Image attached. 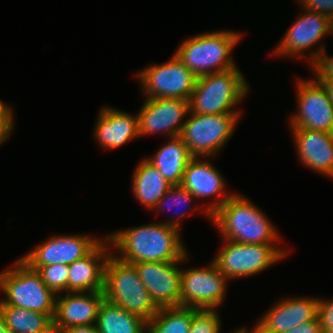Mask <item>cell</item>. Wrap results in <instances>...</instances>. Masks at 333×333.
Wrapping results in <instances>:
<instances>
[{
  "instance_id": "cell-23",
  "label": "cell",
  "mask_w": 333,
  "mask_h": 333,
  "mask_svg": "<svg viewBox=\"0 0 333 333\" xmlns=\"http://www.w3.org/2000/svg\"><path fill=\"white\" fill-rule=\"evenodd\" d=\"M96 326L100 333H147V322L107 300L101 303Z\"/></svg>"
},
{
  "instance_id": "cell-40",
  "label": "cell",
  "mask_w": 333,
  "mask_h": 333,
  "mask_svg": "<svg viewBox=\"0 0 333 333\" xmlns=\"http://www.w3.org/2000/svg\"><path fill=\"white\" fill-rule=\"evenodd\" d=\"M232 333H250L245 327H241L238 330L233 331Z\"/></svg>"
},
{
  "instance_id": "cell-10",
  "label": "cell",
  "mask_w": 333,
  "mask_h": 333,
  "mask_svg": "<svg viewBox=\"0 0 333 333\" xmlns=\"http://www.w3.org/2000/svg\"><path fill=\"white\" fill-rule=\"evenodd\" d=\"M227 281L213 261L206 268L181 269L180 306L217 310L226 298Z\"/></svg>"
},
{
  "instance_id": "cell-19",
  "label": "cell",
  "mask_w": 333,
  "mask_h": 333,
  "mask_svg": "<svg viewBox=\"0 0 333 333\" xmlns=\"http://www.w3.org/2000/svg\"><path fill=\"white\" fill-rule=\"evenodd\" d=\"M299 160L307 168L333 178V133L291 128Z\"/></svg>"
},
{
  "instance_id": "cell-8",
  "label": "cell",
  "mask_w": 333,
  "mask_h": 333,
  "mask_svg": "<svg viewBox=\"0 0 333 333\" xmlns=\"http://www.w3.org/2000/svg\"><path fill=\"white\" fill-rule=\"evenodd\" d=\"M223 241V248L212 261L228 280L265 271L285 258L288 251L275 244H242L226 239Z\"/></svg>"
},
{
  "instance_id": "cell-31",
  "label": "cell",
  "mask_w": 333,
  "mask_h": 333,
  "mask_svg": "<svg viewBox=\"0 0 333 333\" xmlns=\"http://www.w3.org/2000/svg\"><path fill=\"white\" fill-rule=\"evenodd\" d=\"M309 52L310 66L316 73V79L333 78V56H327L324 44Z\"/></svg>"
},
{
  "instance_id": "cell-29",
  "label": "cell",
  "mask_w": 333,
  "mask_h": 333,
  "mask_svg": "<svg viewBox=\"0 0 333 333\" xmlns=\"http://www.w3.org/2000/svg\"><path fill=\"white\" fill-rule=\"evenodd\" d=\"M31 268L40 274L42 281L56 294L68 292V265L61 263Z\"/></svg>"
},
{
  "instance_id": "cell-6",
  "label": "cell",
  "mask_w": 333,
  "mask_h": 333,
  "mask_svg": "<svg viewBox=\"0 0 333 333\" xmlns=\"http://www.w3.org/2000/svg\"><path fill=\"white\" fill-rule=\"evenodd\" d=\"M5 297L0 305L21 307L44 314H54L57 294L42 281L40 274L19 258L13 267L0 272V291Z\"/></svg>"
},
{
  "instance_id": "cell-32",
  "label": "cell",
  "mask_w": 333,
  "mask_h": 333,
  "mask_svg": "<svg viewBox=\"0 0 333 333\" xmlns=\"http://www.w3.org/2000/svg\"><path fill=\"white\" fill-rule=\"evenodd\" d=\"M0 100V144L2 145L14 130L13 109Z\"/></svg>"
},
{
  "instance_id": "cell-41",
  "label": "cell",
  "mask_w": 333,
  "mask_h": 333,
  "mask_svg": "<svg viewBox=\"0 0 333 333\" xmlns=\"http://www.w3.org/2000/svg\"><path fill=\"white\" fill-rule=\"evenodd\" d=\"M48 333H60V331L56 330V329H52L51 331H49Z\"/></svg>"
},
{
  "instance_id": "cell-38",
  "label": "cell",
  "mask_w": 333,
  "mask_h": 333,
  "mask_svg": "<svg viewBox=\"0 0 333 333\" xmlns=\"http://www.w3.org/2000/svg\"><path fill=\"white\" fill-rule=\"evenodd\" d=\"M0 333H11V331L6 327L4 318L0 314Z\"/></svg>"
},
{
  "instance_id": "cell-33",
  "label": "cell",
  "mask_w": 333,
  "mask_h": 333,
  "mask_svg": "<svg viewBox=\"0 0 333 333\" xmlns=\"http://www.w3.org/2000/svg\"><path fill=\"white\" fill-rule=\"evenodd\" d=\"M297 2L307 11L317 12L328 18L333 15V0H297Z\"/></svg>"
},
{
  "instance_id": "cell-5",
  "label": "cell",
  "mask_w": 333,
  "mask_h": 333,
  "mask_svg": "<svg viewBox=\"0 0 333 333\" xmlns=\"http://www.w3.org/2000/svg\"><path fill=\"white\" fill-rule=\"evenodd\" d=\"M103 292L105 300L140 316L146 322L159 310L134 265L121 261L113 253L106 262Z\"/></svg>"
},
{
  "instance_id": "cell-17",
  "label": "cell",
  "mask_w": 333,
  "mask_h": 333,
  "mask_svg": "<svg viewBox=\"0 0 333 333\" xmlns=\"http://www.w3.org/2000/svg\"><path fill=\"white\" fill-rule=\"evenodd\" d=\"M104 299L103 291L57 294L53 328L60 331L96 324L98 310Z\"/></svg>"
},
{
  "instance_id": "cell-22",
  "label": "cell",
  "mask_w": 333,
  "mask_h": 333,
  "mask_svg": "<svg viewBox=\"0 0 333 333\" xmlns=\"http://www.w3.org/2000/svg\"><path fill=\"white\" fill-rule=\"evenodd\" d=\"M172 185L160 171L143 159L133 172L132 192L141 205L153 209Z\"/></svg>"
},
{
  "instance_id": "cell-30",
  "label": "cell",
  "mask_w": 333,
  "mask_h": 333,
  "mask_svg": "<svg viewBox=\"0 0 333 333\" xmlns=\"http://www.w3.org/2000/svg\"><path fill=\"white\" fill-rule=\"evenodd\" d=\"M216 310L199 309L192 317L189 333H220L221 318Z\"/></svg>"
},
{
  "instance_id": "cell-13",
  "label": "cell",
  "mask_w": 333,
  "mask_h": 333,
  "mask_svg": "<svg viewBox=\"0 0 333 333\" xmlns=\"http://www.w3.org/2000/svg\"><path fill=\"white\" fill-rule=\"evenodd\" d=\"M137 114L138 133L144 136L165 132L168 138L179 136L189 115V102L181 98H145Z\"/></svg>"
},
{
  "instance_id": "cell-16",
  "label": "cell",
  "mask_w": 333,
  "mask_h": 333,
  "mask_svg": "<svg viewBox=\"0 0 333 333\" xmlns=\"http://www.w3.org/2000/svg\"><path fill=\"white\" fill-rule=\"evenodd\" d=\"M194 157L188 164L184 171L181 185L186 188L192 195L198 198H208L217 196V200L209 203L208 206L202 210L206 216L211 218V214L220 208L233 193L225 191V180L216 167L213 166L208 160H200ZM211 204V205H210Z\"/></svg>"
},
{
  "instance_id": "cell-12",
  "label": "cell",
  "mask_w": 333,
  "mask_h": 333,
  "mask_svg": "<svg viewBox=\"0 0 333 333\" xmlns=\"http://www.w3.org/2000/svg\"><path fill=\"white\" fill-rule=\"evenodd\" d=\"M21 256L30 267L69 265L89 254L103 239L87 235H53Z\"/></svg>"
},
{
  "instance_id": "cell-15",
  "label": "cell",
  "mask_w": 333,
  "mask_h": 333,
  "mask_svg": "<svg viewBox=\"0 0 333 333\" xmlns=\"http://www.w3.org/2000/svg\"><path fill=\"white\" fill-rule=\"evenodd\" d=\"M303 11L276 46L273 52L276 56L307 58L309 61V56L304 54L306 50L310 51L312 46H317L328 35V17L304 8Z\"/></svg>"
},
{
  "instance_id": "cell-36",
  "label": "cell",
  "mask_w": 333,
  "mask_h": 333,
  "mask_svg": "<svg viewBox=\"0 0 333 333\" xmlns=\"http://www.w3.org/2000/svg\"><path fill=\"white\" fill-rule=\"evenodd\" d=\"M60 333H100L96 324L88 326H74L60 330Z\"/></svg>"
},
{
  "instance_id": "cell-1",
  "label": "cell",
  "mask_w": 333,
  "mask_h": 333,
  "mask_svg": "<svg viewBox=\"0 0 333 333\" xmlns=\"http://www.w3.org/2000/svg\"><path fill=\"white\" fill-rule=\"evenodd\" d=\"M110 246L115 256L127 263L175 262L188 254L180 239V229L165 223H149L110 233ZM121 253V254H120Z\"/></svg>"
},
{
  "instance_id": "cell-24",
  "label": "cell",
  "mask_w": 333,
  "mask_h": 333,
  "mask_svg": "<svg viewBox=\"0 0 333 333\" xmlns=\"http://www.w3.org/2000/svg\"><path fill=\"white\" fill-rule=\"evenodd\" d=\"M0 314L11 333H48L53 329L54 314L10 305H0Z\"/></svg>"
},
{
  "instance_id": "cell-21",
  "label": "cell",
  "mask_w": 333,
  "mask_h": 333,
  "mask_svg": "<svg viewBox=\"0 0 333 333\" xmlns=\"http://www.w3.org/2000/svg\"><path fill=\"white\" fill-rule=\"evenodd\" d=\"M170 141L150 158H145L155 166L171 185H181L187 164L194 158L183 140L170 137Z\"/></svg>"
},
{
  "instance_id": "cell-37",
  "label": "cell",
  "mask_w": 333,
  "mask_h": 333,
  "mask_svg": "<svg viewBox=\"0 0 333 333\" xmlns=\"http://www.w3.org/2000/svg\"><path fill=\"white\" fill-rule=\"evenodd\" d=\"M322 86L326 89L330 100L333 102V78L330 79H317Z\"/></svg>"
},
{
  "instance_id": "cell-39",
  "label": "cell",
  "mask_w": 333,
  "mask_h": 333,
  "mask_svg": "<svg viewBox=\"0 0 333 333\" xmlns=\"http://www.w3.org/2000/svg\"><path fill=\"white\" fill-rule=\"evenodd\" d=\"M328 33L333 36V15L328 18Z\"/></svg>"
},
{
  "instance_id": "cell-25",
  "label": "cell",
  "mask_w": 333,
  "mask_h": 333,
  "mask_svg": "<svg viewBox=\"0 0 333 333\" xmlns=\"http://www.w3.org/2000/svg\"><path fill=\"white\" fill-rule=\"evenodd\" d=\"M199 309L163 307L147 322V333H189L193 315Z\"/></svg>"
},
{
  "instance_id": "cell-27",
  "label": "cell",
  "mask_w": 333,
  "mask_h": 333,
  "mask_svg": "<svg viewBox=\"0 0 333 333\" xmlns=\"http://www.w3.org/2000/svg\"><path fill=\"white\" fill-rule=\"evenodd\" d=\"M194 198L196 199V197L194 195H192L186 188H184L182 185H172L167 192L165 193V195L159 200V202L157 203V205L153 208V210H156L157 212H159L160 209H164L163 206L165 205H169L170 206L168 208H172V206L175 208V206H182L183 205H189L191 202L194 201ZM193 200V201H192ZM169 203V204H168ZM176 213V212H175ZM177 216V220L176 218L173 220H167L163 223L167 224V225H171L174 227H177L178 229H181V223L182 222L180 219L184 218L186 215L185 209L183 212H181V214L176 213ZM184 216V217H183Z\"/></svg>"
},
{
  "instance_id": "cell-3",
  "label": "cell",
  "mask_w": 333,
  "mask_h": 333,
  "mask_svg": "<svg viewBox=\"0 0 333 333\" xmlns=\"http://www.w3.org/2000/svg\"><path fill=\"white\" fill-rule=\"evenodd\" d=\"M241 37L226 29L199 34L185 39L174 54L197 78L224 72L237 67L231 52Z\"/></svg>"
},
{
  "instance_id": "cell-4",
  "label": "cell",
  "mask_w": 333,
  "mask_h": 333,
  "mask_svg": "<svg viewBox=\"0 0 333 333\" xmlns=\"http://www.w3.org/2000/svg\"><path fill=\"white\" fill-rule=\"evenodd\" d=\"M244 74L237 67L198 77L188 100L189 112L217 115L241 114L233 110L250 91Z\"/></svg>"
},
{
  "instance_id": "cell-35",
  "label": "cell",
  "mask_w": 333,
  "mask_h": 333,
  "mask_svg": "<svg viewBox=\"0 0 333 333\" xmlns=\"http://www.w3.org/2000/svg\"><path fill=\"white\" fill-rule=\"evenodd\" d=\"M281 333H324L320 316Z\"/></svg>"
},
{
  "instance_id": "cell-20",
  "label": "cell",
  "mask_w": 333,
  "mask_h": 333,
  "mask_svg": "<svg viewBox=\"0 0 333 333\" xmlns=\"http://www.w3.org/2000/svg\"><path fill=\"white\" fill-rule=\"evenodd\" d=\"M100 147L112 150L139 137L137 114L133 116L113 107L100 109L94 129Z\"/></svg>"
},
{
  "instance_id": "cell-14",
  "label": "cell",
  "mask_w": 333,
  "mask_h": 333,
  "mask_svg": "<svg viewBox=\"0 0 333 333\" xmlns=\"http://www.w3.org/2000/svg\"><path fill=\"white\" fill-rule=\"evenodd\" d=\"M186 260L188 256L175 262L132 263L158 308L180 306L181 268L178 265Z\"/></svg>"
},
{
  "instance_id": "cell-7",
  "label": "cell",
  "mask_w": 333,
  "mask_h": 333,
  "mask_svg": "<svg viewBox=\"0 0 333 333\" xmlns=\"http://www.w3.org/2000/svg\"><path fill=\"white\" fill-rule=\"evenodd\" d=\"M191 113V114H190ZM179 137L193 157L216 155L232 137L240 114L204 115L189 112Z\"/></svg>"
},
{
  "instance_id": "cell-2",
  "label": "cell",
  "mask_w": 333,
  "mask_h": 333,
  "mask_svg": "<svg viewBox=\"0 0 333 333\" xmlns=\"http://www.w3.org/2000/svg\"><path fill=\"white\" fill-rule=\"evenodd\" d=\"M210 219L222 234V239L242 244H276L281 240L265 213L237 193L213 212Z\"/></svg>"
},
{
  "instance_id": "cell-28",
  "label": "cell",
  "mask_w": 333,
  "mask_h": 333,
  "mask_svg": "<svg viewBox=\"0 0 333 333\" xmlns=\"http://www.w3.org/2000/svg\"><path fill=\"white\" fill-rule=\"evenodd\" d=\"M319 300L318 297H290L291 328L316 319L319 316Z\"/></svg>"
},
{
  "instance_id": "cell-34",
  "label": "cell",
  "mask_w": 333,
  "mask_h": 333,
  "mask_svg": "<svg viewBox=\"0 0 333 333\" xmlns=\"http://www.w3.org/2000/svg\"><path fill=\"white\" fill-rule=\"evenodd\" d=\"M319 316L321 318L324 333H333V300L320 298Z\"/></svg>"
},
{
  "instance_id": "cell-9",
  "label": "cell",
  "mask_w": 333,
  "mask_h": 333,
  "mask_svg": "<svg viewBox=\"0 0 333 333\" xmlns=\"http://www.w3.org/2000/svg\"><path fill=\"white\" fill-rule=\"evenodd\" d=\"M146 98H181L189 100L197 77L175 54L160 64L147 66L136 74Z\"/></svg>"
},
{
  "instance_id": "cell-26",
  "label": "cell",
  "mask_w": 333,
  "mask_h": 333,
  "mask_svg": "<svg viewBox=\"0 0 333 333\" xmlns=\"http://www.w3.org/2000/svg\"><path fill=\"white\" fill-rule=\"evenodd\" d=\"M275 304L251 327L250 333H281L291 329L290 298Z\"/></svg>"
},
{
  "instance_id": "cell-18",
  "label": "cell",
  "mask_w": 333,
  "mask_h": 333,
  "mask_svg": "<svg viewBox=\"0 0 333 333\" xmlns=\"http://www.w3.org/2000/svg\"><path fill=\"white\" fill-rule=\"evenodd\" d=\"M108 245L105 236L89 254L68 265V292L104 290L106 262L112 253Z\"/></svg>"
},
{
  "instance_id": "cell-11",
  "label": "cell",
  "mask_w": 333,
  "mask_h": 333,
  "mask_svg": "<svg viewBox=\"0 0 333 333\" xmlns=\"http://www.w3.org/2000/svg\"><path fill=\"white\" fill-rule=\"evenodd\" d=\"M313 78L297 79L299 110L297 114L290 115V126L333 133V102L322 84Z\"/></svg>"
}]
</instances>
